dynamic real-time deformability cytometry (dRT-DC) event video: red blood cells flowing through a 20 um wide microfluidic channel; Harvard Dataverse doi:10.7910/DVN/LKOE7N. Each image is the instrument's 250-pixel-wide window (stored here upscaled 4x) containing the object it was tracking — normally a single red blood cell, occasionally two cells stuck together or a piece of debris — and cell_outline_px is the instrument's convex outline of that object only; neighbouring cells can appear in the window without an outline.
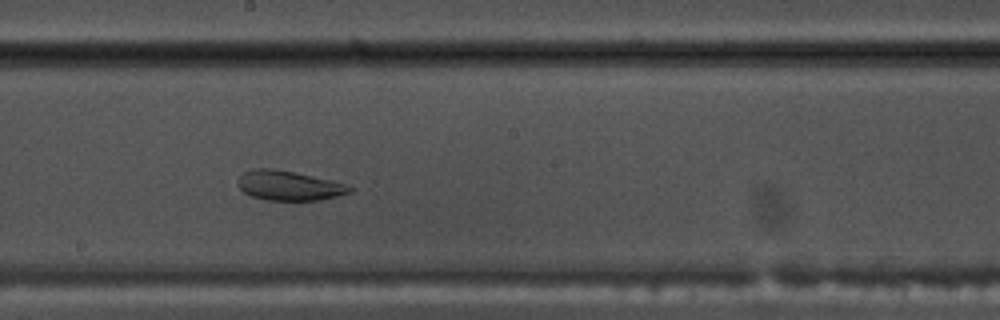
{"species": "common noctule bat (a hibernating species)", "species_latin": "Nyctalus noctula", "temperature_condition": "warm", "stored_images_in_passage": 35, "camera_frame_rate_fps": 3000, "um_per_image_px": 0.085, "animal": {"sex": "male", "body_mass_g": 17.5, "forearm_length_mm": 52.3}, "frame": {"image": 1, "passage_image": 20, "time_ms": 6.333, "image_size_px": [1000, 320], "cell_outline_px": [[352, 192], [320, 200], [268, 200], [252, 196], [244, 192], [236, 184], [236, 180], [244, 172], [252, 168], [272, 168], [332, 180], [344, 184], [352, 188]], "centroid_in_image_um": [24.51, 15.77], "position_along_channel_um": 223.7, "area_um2": 19.19}}
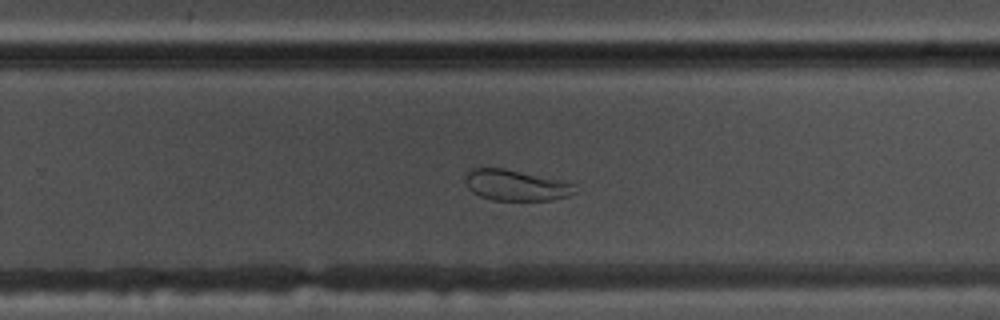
{"frame": {"image": 2, "passage_image": 25, "time_ms": 8.0, "image_size_px": [1000, 320], "cell_outline_px": [[580, 192], [568, 196], [552, 200], [492, 200], [480, 196], [472, 192], [468, 188], [464, 180], [464, 176], [472, 168], [504, 168], [564, 180], [572, 184]], "centroid_in_image_um": [43.87, 15.74], "position_along_channel_um": 285.9, "area_um2": 20.0}, "authors_computed_cell_mechanics": {"area_um2": 21.0392, "velocity_mm_per_s": 3.7338, "shape_relaxation_time_tau1_ms": 8.1949, "shape_relaxation_time_tau2_ms": 2.232, "deformation_change_tau1": 0.2287, "deformation_change_tau2": 0.0731}}